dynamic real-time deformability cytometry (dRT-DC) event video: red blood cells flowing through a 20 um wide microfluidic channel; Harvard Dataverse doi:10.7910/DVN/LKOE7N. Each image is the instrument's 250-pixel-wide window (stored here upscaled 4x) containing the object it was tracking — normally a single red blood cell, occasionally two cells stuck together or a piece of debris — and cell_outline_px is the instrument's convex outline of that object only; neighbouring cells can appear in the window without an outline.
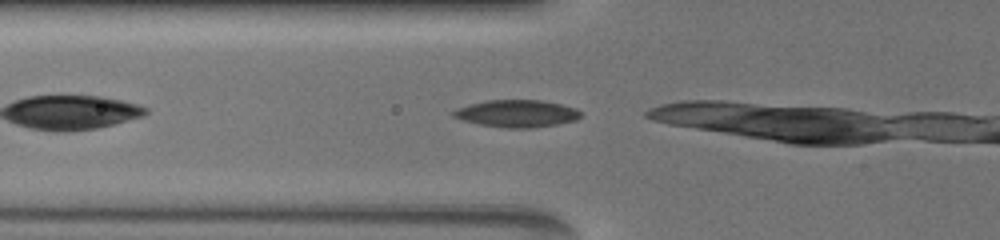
{"species": "common noctule bat (a hibernating species)", "species_latin": "Nyctalus noctula", "temperature_condition": "warm", "stored_images_in_passage": 6, "camera_frame_rate_fps": 3000, "um_per_image_px": 0.085, "animal": {"sex": "female", "body_mass_g": 19.5, "forearm_length_mm": 54.1}, "frame": {"image": 1, "passage_image": 3, "time_ms": 1.667, "image_size_px": [1000, 240], "cell_outline_px": [[580, 116], [576, 120], [556, 124], [532, 128], [504, 128], [480, 124], [464, 120], [452, 116], [452, 112], [456, 108], [488, 100], [540, 100], [560, 104], [576, 108], [580, 112]], "centroid_in_image_um": [43.93, 9.65], "position_along_channel_um": 81.9, "area_um2": 20.0}}
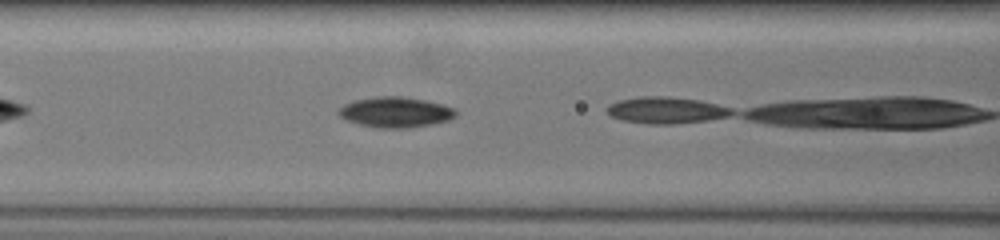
{"frame": {"image": 2, "passage_image": 5, "time_ms": 3.0, "image_size_px": [1000, 240], "cell_outline_px": [[456, 116], [448, 120], [432, 124], [408, 128], [376, 128], [360, 124], [348, 120], [340, 116], [340, 108], [344, 104], [356, 100], [376, 96], [400, 96], [424, 100], [444, 104], [452, 108], [456, 112]], "centroid_in_image_um": [33.64, 9.53], "position_along_channel_um": 133.0, "area_um2": 20.58}}